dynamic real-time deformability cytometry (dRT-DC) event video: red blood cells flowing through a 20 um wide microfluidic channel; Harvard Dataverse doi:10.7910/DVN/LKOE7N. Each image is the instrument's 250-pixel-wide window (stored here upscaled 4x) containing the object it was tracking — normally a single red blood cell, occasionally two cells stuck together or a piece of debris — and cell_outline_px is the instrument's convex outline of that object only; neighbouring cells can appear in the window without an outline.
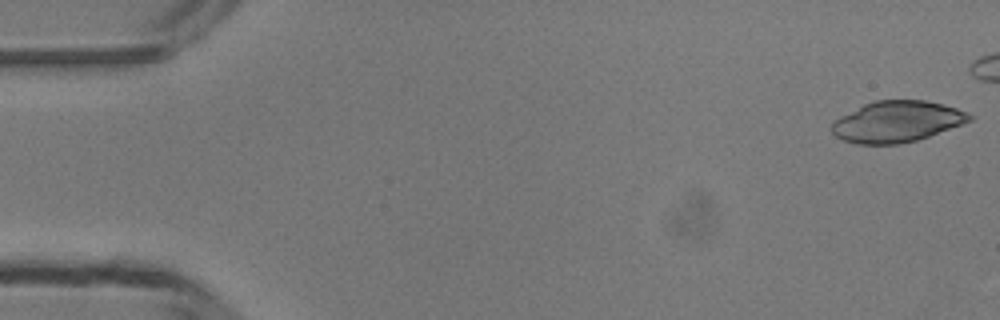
{"species": "common noctule bat (a hibernating species)", "species_latin": "Nyctalus noctula", "temperature_condition": "room temperature", "stored_images_in_passage": 12, "camera_frame_rate_fps": 3000, "um_per_image_px": 0.085, "animal": {"sex": "male", "body_mass_g": 13.3}, "frame": {"image": 1, "passage_image": 1, "time_ms": 0.0, "image_size_px": [1000, 320], "cell_outline_px": [[972, 120], [928, 136], [916, 140], [900, 144], [856, 144], [844, 140], [836, 136], [832, 132], [832, 124], [836, 120], [864, 104], [876, 100], [924, 100], [944, 104], [968, 112], [972, 116]], "centroid_in_image_um": [76.26, 10.33], "position_along_channel_um": 8.7, "area_um2": 32.54}}